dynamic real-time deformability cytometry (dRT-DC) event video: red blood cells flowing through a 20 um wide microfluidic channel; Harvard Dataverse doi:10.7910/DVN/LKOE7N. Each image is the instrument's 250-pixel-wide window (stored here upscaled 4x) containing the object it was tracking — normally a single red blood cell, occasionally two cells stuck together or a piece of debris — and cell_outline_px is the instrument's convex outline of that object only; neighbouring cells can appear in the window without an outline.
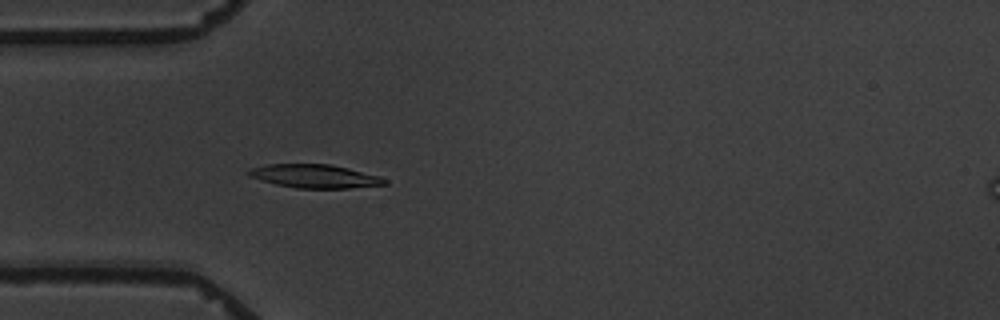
{"species": "common noctule bat (a hibernating species)", "species_latin": "Nyctalus noctula", "temperature_condition": "warm", "stored_images_in_passage": 4, "camera_frame_rate_fps": 3000, "um_per_image_px": 0.085, "animal": {"sex": "male", "body_mass_g": 19.5, "forearm_length_mm": 54.6}, "frame": {"image": 1, "passage_image": 4, "time_ms": 3.667, "image_size_px": [1000, 320], "cell_outline_px": [[388, 184], [348, 188], [296, 188], [276, 184], [248, 176], [244, 172], [252, 168], [264, 164], [328, 164], [348, 168], [380, 176], [388, 180]], "centroid_in_image_um": [26.74, 14.97], "position_along_channel_um": 58.3, "area_um2": 18.61}}